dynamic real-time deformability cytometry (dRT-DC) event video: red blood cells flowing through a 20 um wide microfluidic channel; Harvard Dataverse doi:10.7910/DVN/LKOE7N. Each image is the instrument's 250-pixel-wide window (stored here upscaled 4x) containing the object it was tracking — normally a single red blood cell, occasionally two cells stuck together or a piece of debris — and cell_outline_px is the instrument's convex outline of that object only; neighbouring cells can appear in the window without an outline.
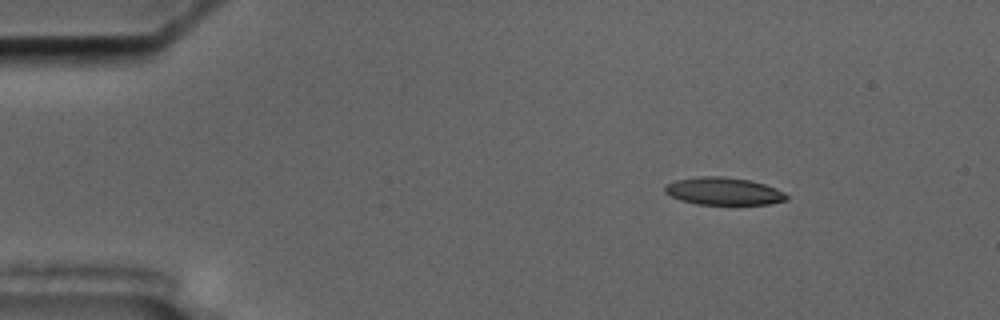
{"species": "common noctule bat (a hibernating species)", "species_latin": "Nyctalus noctula", "temperature_condition": "cold", "stored_images_in_passage": 4, "camera_frame_rate_fps": 3000, "um_per_image_px": 0.085, "animal": {"sex": "male", "body_mass_g": 17.5, "forearm_length_mm": 52.3}, "frame": {"image": 1, "passage_image": 1, "time_ms": 0.0, "image_size_px": [1000, 320], "cell_outline_px": [[788, 200], [768, 204], [696, 204], [680, 200], [664, 192], [664, 188], [668, 184], [676, 180], [696, 176], [724, 176], [752, 180], [776, 188], [784, 192], [788, 196]], "centroid_in_image_um": [61.52, 16.24], "position_along_channel_um": 23.5, "area_um2": 19.59}}